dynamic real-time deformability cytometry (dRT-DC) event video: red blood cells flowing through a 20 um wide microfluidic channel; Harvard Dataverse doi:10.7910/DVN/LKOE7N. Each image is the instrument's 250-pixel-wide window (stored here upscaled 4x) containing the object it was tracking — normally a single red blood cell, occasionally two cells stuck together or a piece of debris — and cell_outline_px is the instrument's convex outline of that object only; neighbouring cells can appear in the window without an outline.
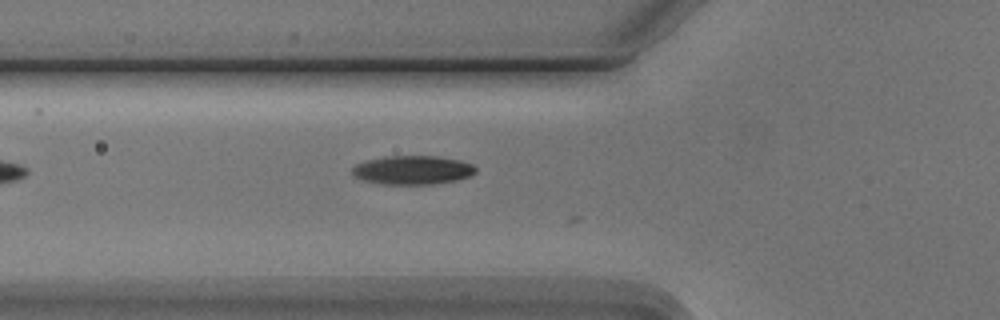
{"species": "Egyptian fruit bat (a non-hibernating species)", "species_latin": "Rousettus aegyptiacus", "temperature_condition": "cold", "stored_images_in_passage": 5, "camera_frame_rate_fps": 3000, "um_per_image_px": 0.085, "animal": {"sex": "male"}, "frame": {"image": 1, "passage_image": 5, "time_ms": 4.667, "image_size_px": [1000, 320], "cell_outline_px": [[476, 172], [468, 176], [456, 180], [436, 184], [376, 184], [352, 176], [352, 168], [356, 164], [368, 160], [384, 156], [436, 156], [460, 160], [472, 164], [476, 168]], "centroid_in_image_um": [35.04, 14.46], "position_along_channel_um": 90.8, "area_um2": 20.81}}